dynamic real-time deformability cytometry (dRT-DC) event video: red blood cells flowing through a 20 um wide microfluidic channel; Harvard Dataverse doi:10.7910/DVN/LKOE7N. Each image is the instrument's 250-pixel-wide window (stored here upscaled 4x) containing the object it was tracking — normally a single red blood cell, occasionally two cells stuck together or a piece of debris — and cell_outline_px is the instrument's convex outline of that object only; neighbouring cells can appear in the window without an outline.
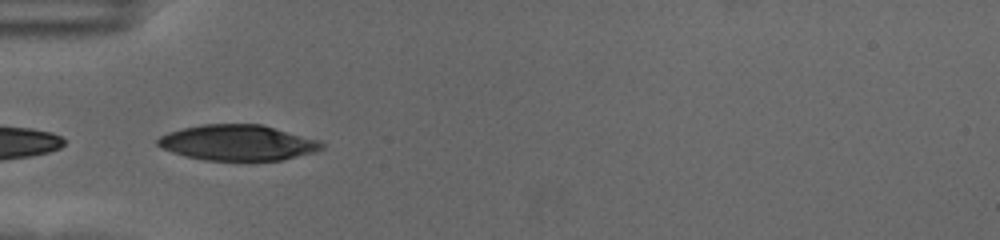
{"species": "human", "species_latin": "Homo sapiens", "temperature_condition": "cold", "stored_images_in_passage": 25, "camera_frame_rate_fps": 3000, "um_per_image_px": 0.085, "donor": {"sex": "female"}, "frame": {"image": 1, "passage_image": 1, "time_ms": 0.0, "image_size_px": [1000, 240], "cell_outline_px": [[324, 148], [316, 152], [280, 160], [204, 160], [184, 156], [172, 152], [156, 144], [156, 140], [160, 136], [168, 132], [184, 128], [204, 124], [260, 124], [320, 140], [324, 144]], "centroid_in_image_um": [20.22, 12.13], "position_along_channel_um": 64.8, "area_um2": 33.93}}
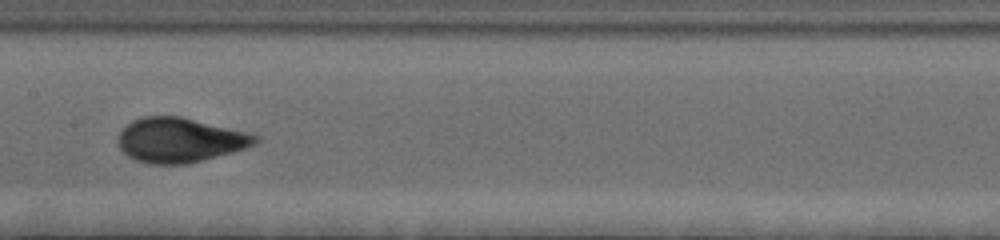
{"frame": {"image": 2, "passage_image": 12, "time_ms": 3.667, "image_size_px": [1000, 240], "cell_outline_px": [[260, 140], [256, 144], [232, 152], [184, 164], [148, 164], [136, 160], [128, 156], [120, 148], [116, 140], [116, 136], [132, 120], [144, 116], [180, 116], [248, 132], [260, 136]], "centroid_in_image_um": [15.27, 11.9], "position_along_channel_um": 192.1, "area_um2": 35.6}}
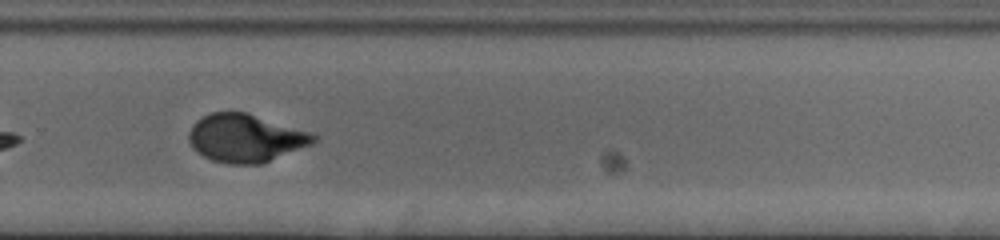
{"frame": {"image": 3, "passage_image": 22, "time_ms": 7.0, "image_size_px": [1000, 240], "cell_outline_px": [[316, 140], [312, 144], [264, 164], [228, 164], [212, 160], [196, 152], [192, 148], [188, 140], [188, 132], [192, 124], [196, 120], [212, 112], [248, 112], [316, 132]], "centroid_in_image_um": [20.91, 11.73], "position_along_channel_um": 308.9, "area_um2": 35.72}}